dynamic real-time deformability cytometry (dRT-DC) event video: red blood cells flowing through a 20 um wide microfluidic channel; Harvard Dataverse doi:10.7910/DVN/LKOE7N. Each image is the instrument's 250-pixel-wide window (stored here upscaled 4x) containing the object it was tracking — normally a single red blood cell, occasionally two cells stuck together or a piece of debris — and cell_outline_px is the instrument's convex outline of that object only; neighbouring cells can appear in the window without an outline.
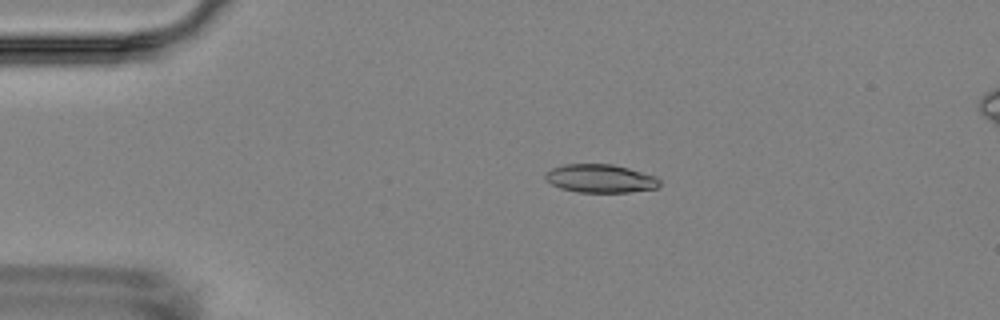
{"species": "Egyptian fruit bat (a non-hibernating species)", "species_latin": "Rousettus aegyptiacus", "temperature_condition": "room temperature", "stored_images_in_passage": 4, "camera_frame_rate_fps": 3000, "um_per_image_px": 0.085, "animal": {"sex": "female"}, "frame": {"image": 1, "passage_image": 1, "time_ms": 0.0, "image_size_px": [1000, 320], "cell_outline_px": [[660, 188], [628, 192], [576, 192], [560, 188], [552, 184], [544, 176], [544, 172], [552, 168], [564, 164], [612, 164], [628, 168], [656, 176], [660, 180]], "centroid_in_image_um": [51.04, 15.17], "position_along_channel_um": 34.0, "area_um2": 18.96}}
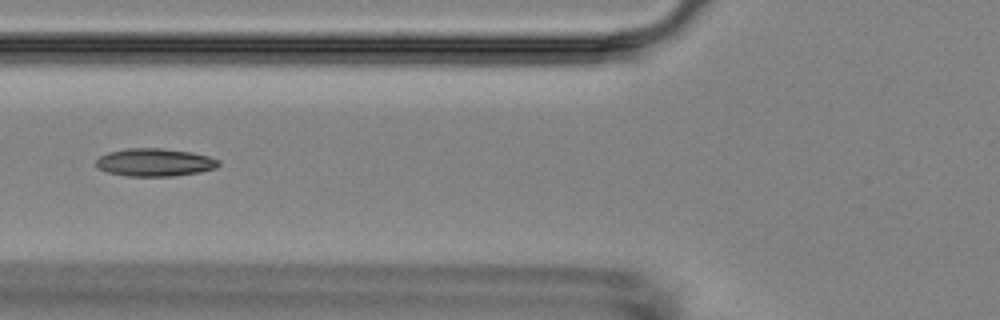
{"frame": {"image": 2, "passage_image": 4, "time_ms": 3.333, "image_size_px": [1000, 320], "cell_outline_px": [[220, 164], [216, 168], [200, 172], [172, 176], [128, 176], [108, 172], [100, 168], [96, 164], [96, 160], [100, 156], [108, 152], [128, 148], [160, 148], [192, 152], [208, 156], [220, 160]], "centroid_in_image_um": [13.18, 13.8], "position_along_channel_um": 112.6, "area_um2": 19.83}}